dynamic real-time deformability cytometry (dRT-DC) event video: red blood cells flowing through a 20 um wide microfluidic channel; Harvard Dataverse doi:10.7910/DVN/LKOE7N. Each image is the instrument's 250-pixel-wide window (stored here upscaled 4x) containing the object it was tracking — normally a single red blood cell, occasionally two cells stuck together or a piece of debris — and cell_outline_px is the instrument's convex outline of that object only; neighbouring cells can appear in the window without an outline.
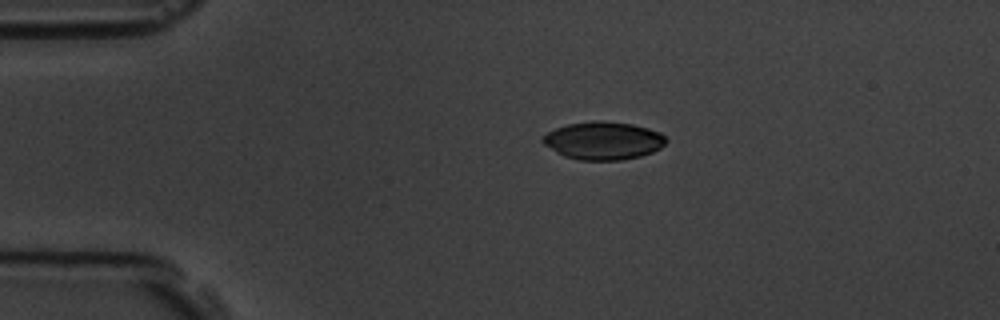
{"species": "common noctule bat (a hibernating species)", "species_latin": "Nyctalus noctula", "temperature_condition": "room temperature", "stored_images_in_passage": 4, "camera_frame_rate_fps": 3000, "um_per_image_px": 0.085, "animal": {"sex": "male", "body_mass_g": 19.5, "forearm_length_mm": 54.6}, "frame": {"image": 1, "passage_image": 1, "time_ms": 0.0, "image_size_px": [1000, 320], "cell_outline_px": [[668, 140], [660, 148], [652, 152], [640, 156], [620, 160], [580, 160], [564, 156], [556, 152], [544, 144], [540, 140], [548, 132], [556, 128], [568, 124], [592, 120], [604, 120], [632, 124], [648, 128], [660, 132]], "centroid_in_image_um": [51.28, 11.94], "position_along_channel_um": 33.7, "area_um2": 27.28}}
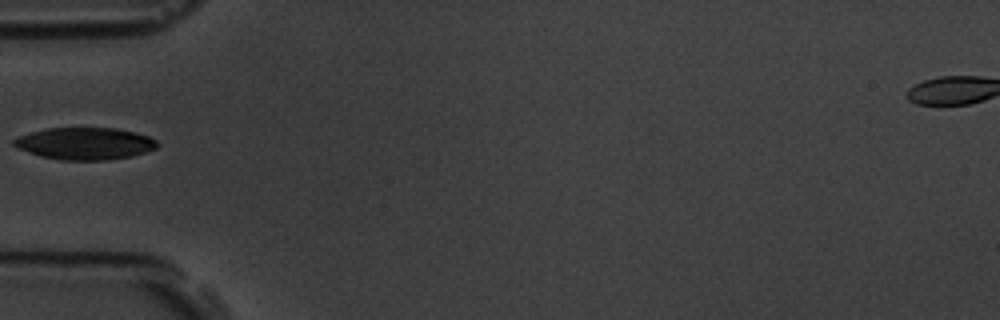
{"frame": {"image": 2, "passage_image": 3, "time_ms": 2.333, "image_size_px": [1000, 320], "cell_outline_px": [[160, 144], [156, 148], [132, 156], [108, 160], [60, 160], [40, 156], [16, 148], [12, 144], [12, 140], [16, 136], [44, 128], [116, 128], [136, 132], [148, 136], [156, 140]], "centroid_in_image_um": [7.18, 12.2], "position_along_channel_um": 77.8, "area_um2": 27.11}}
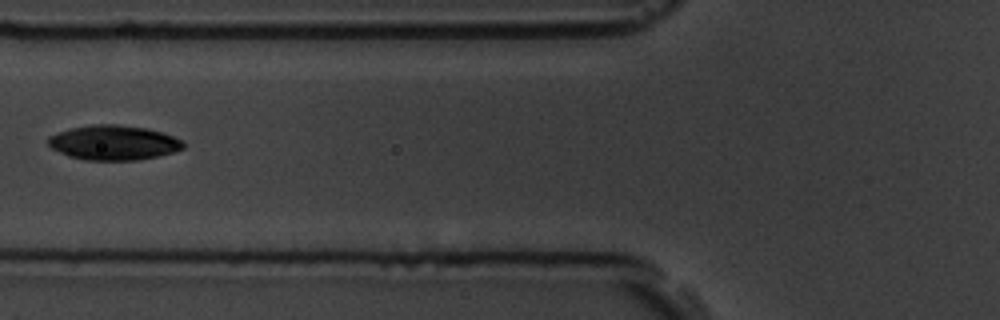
{"frame": {"image": 3, "passage_image": 4, "time_ms": 3.333, "image_size_px": [1000, 320], "cell_outline_px": [[188, 144], [184, 148], [172, 152], [156, 156], [136, 160], [84, 160], [68, 156], [52, 148], [48, 144], [48, 136], [68, 128], [92, 124], [116, 124], [148, 128], [184, 140]], "centroid_in_image_um": [9.65, 12.11], "position_along_channel_um": 116.1, "area_um2": 27.51}}